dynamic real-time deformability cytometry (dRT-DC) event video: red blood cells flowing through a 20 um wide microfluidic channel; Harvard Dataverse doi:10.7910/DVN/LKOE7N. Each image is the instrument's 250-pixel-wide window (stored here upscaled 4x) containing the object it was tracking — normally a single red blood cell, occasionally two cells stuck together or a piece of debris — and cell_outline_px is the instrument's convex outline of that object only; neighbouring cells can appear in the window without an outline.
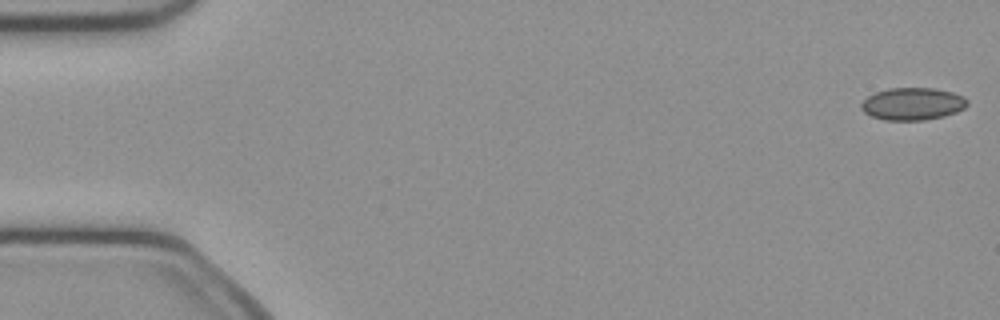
{"species": "common noctule bat (a hibernating species)", "species_latin": "Nyctalus noctula", "temperature_condition": "cold", "stored_images_in_passage": 50, "camera_frame_rate_fps": 3000, "um_per_image_px": 0.085, "animal": {"sex": "female", "body_mass_g": 21.9}, "frame": {"image": 1, "passage_image": 1, "time_ms": 0.0, "image_size_px": [1000, 320], "cell_outline_px": [[968, 104], [964, 108], [956, 112], [944, 116], [924, 120], [884, 120], [872, 116], [864, 112], [860, 108], [860, 104], [868, 96], [876, 92], [888, 88], [936, 88], [952, 92], [964, 96], [968, 100]], "centroid_in_image_um": [77.58, 8.82], "position_along_channel_um": 7.4, "area_um2": 20.11}}
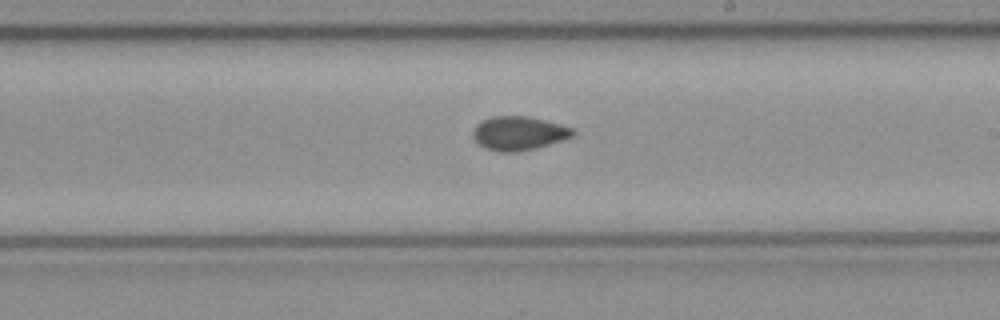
{"frame": {"image": 2, "passage_image": 29, "time_ms": 9.333, "image_size_px": [1000, 320], "cell_outline_px": [[576, 132], [572, 136], [536, 148], [516, 152], [500, 152], [488, 148], [480, 144], [472, 136], [472, 132], [476, 124], [492, 116], [528, 116], [560, 124], [572, 128]], "centroid_in_image_um": [44.08, 11.32], "position_along_channel_um": 244.9, "area_um2": 19.42}}
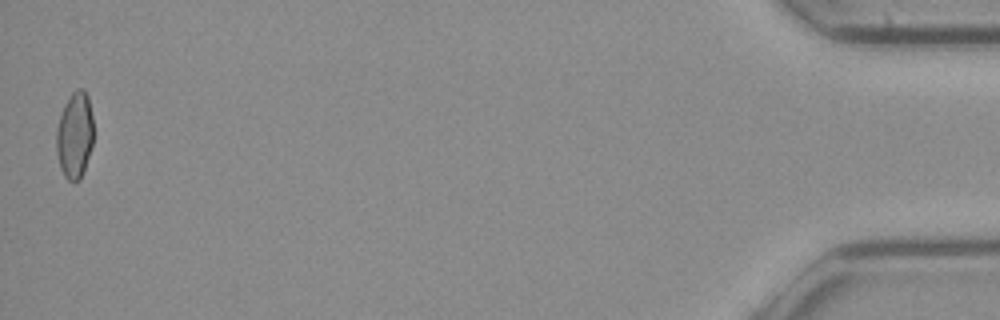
{"frame": {"image": 3, "passage_image": 50, "time_ms": 16.333, "image_size_px": [1000, 320], "cell_outline_px": [[92, 144], [80, 180], [68, 180], [64, 176], [60, 168], [56, 152], [56, 128], [64, 104], [72, 92], [76, 88], [84, 88], [88, 96], [92, 116]], "centroid_in_image_um": [6.33, 11.46], "position_along_channel_um": 428.9, "area_um2": 18.61}, "authors_computed_cell_mechanics": {"area_um2": 19.6231, "velocity_mm_per_s": 4.0456, "shape_relaxation_time_tau1_ms": null, "shape_relaxation_time_tau2_ms": 4.3446, "deformation_change_tau1": null, "deformation_change_tau2": 0.0587}}